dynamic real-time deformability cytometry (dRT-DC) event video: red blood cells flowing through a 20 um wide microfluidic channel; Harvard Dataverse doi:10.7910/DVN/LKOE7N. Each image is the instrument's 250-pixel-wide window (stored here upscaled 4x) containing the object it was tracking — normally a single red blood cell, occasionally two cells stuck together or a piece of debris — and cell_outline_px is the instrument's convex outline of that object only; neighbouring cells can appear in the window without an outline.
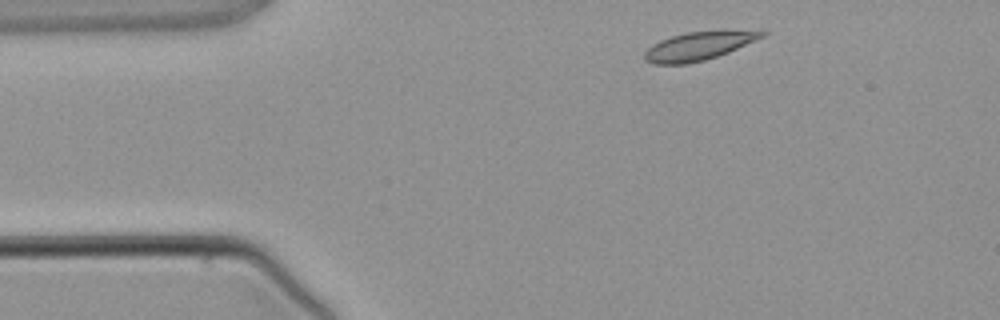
{"species": "common noctule bat (a hibernating species)", "species_latin": "Nyctalus noctula", "temperature_condition": "warm", "stored_images_in_passage": 2, "camera_frame_rate_fps": 3000, "um_per_image_px": 0.085, "animal": {"sex": "male", "body_mass_g": 21.5, "forearm_length_mm": 52.0}, "frame": {"image": 1, "passage_image": 1, "time_ms": 0.0, "image_size_px": [1000, 320], "cell_outline_px": [[768, 32], [764, 36], [728, 52], [704, 60], [688, 64], [652, 64], [644, 60], [644, 52], [652, 44], [660, 40], [672, 36], [688, 32], [760, 28]], "centroid_in_image_um": [59.44, 3.88], "position_along_channel_um": 25.6, "area_um2": 19.77}}
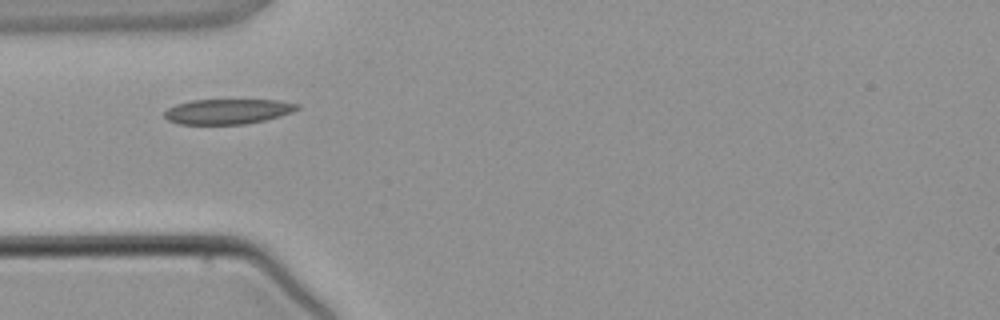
{"frame": {"image": 2, "passage_image": 2, "time_ms": 2.0, "image_size_px": [1000, 320], "cell_outline_px": [[300, 108], [292, 112], [280, 116], [264, 120], [244, 124], [180, 124], [168, 120], [164, 116], [164, 112], [168, 108], [176, 104], [192, 100], [280, 100], [300, 104]], "centroid_in_image_um": [19.37, 9.47], "position_along_channel_um": 65.6, "area_um2": 19.42}}